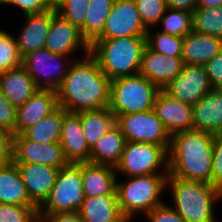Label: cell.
Here are the masks:
<instances>
[{
    "instance_id": "1",
    "label": "cell",
    "mask_w": 222,
    "mask_h": 222,
    "mask_svg": "<svg viewBox=\"0 0 222 222\" xmlns=\"http://www.w3.org/2000/svg\"><path fill=\"white\" fill-rule=\"evenodd\" d=\"M111 80L89 53L71 61L66 76L56 90L58 104L68 112L109 107Z\"/></svg>"
},
{
    "instance_id": "2",
    "label": "cell",
    "mask_w": 222,
    "mask_h": 222,
    "mask_svg": "<svg viewBox=\"0 0 222 222\" xmlns=\"http://www.w3.org/2000/svg\"><path fill=\"white\" fill-rule=\"evenodd\" d=\"M213 136L193 129L173 134L168 151V175L212 185Z\"/></svg>"
},
{
    "instance_id": "3",
    "label": "cell",
    "mask_w": 222,
    "mask_h": 222,
    "mask_svg": "<svg viewBox=\"0 0 222 222\" xmlns=\"http://www.w3.org/2000/svg\"><path fill=\"white\" fill-rule=\"evenodd\" d=\"M168 187L172 195V207L185 222H217L213 209L216 201L222 200V191L206 182L170 175L166 182Z\"/></svg>"
},
{
    "instance_id": "4",
    "label": "cell",
    "mask_w": 222,
    "mask_h": 222,
    "mask_svg": "<svg viewBox=\"0 0 222 222\" xmlns=\"http://www.w3.org/2000/svg\"><path fill=\"white\" fill-rule=\"evenodd\" d=\"M146 36L95 40L90 54L97 60L103 74L110 80L139 74Z\"/></svg>"
},
{
    "instance_id": "5",
    "label": "cell",
    "mask_w": 222,
    "mask_h": 222,
    "mask_svg": "<svg viewBox=\"0 0 222 222\" xmlns=\"http://www.w3.org/2000/svg\"><path fill=\"white\" fill-rule=\"evenodd\" d=\"M168 174H148L128 177V181L116 180L120 211L134 217L143 212L146 215L156 206L163 204ZM140 212V213H139Z\"/></svg>"
},
{
    "instance_id": "6",
    "label": "cell",
    "mask_w": 222,
    "mask_h": 222,
    "mask_svg": "<svg viewBox=\"0 0 222 222\" xmlns=\"http://www.w3.org/2000/svg\"><path fill=\"white\" fill-rule=\"evenodd\" d=\"M160 88L140 74L111 80L109 109L118 115L153 109Z\"/></svg>"
},
{
    "instance_id": "7",
    "label": "cell",
    "mask_w": 222,
    "mask_h": 222,
    "mask_svg": "<svg viewBox=\"0 0 222 222\" xmlns=\"http://www.w3.org/2000/svg\"><path fill=\"white\" fill-rule=\"evenodd\" d=\"M82 162L59 169L55 184L38 213L75 212L84 201Z\"/></svg>"
},
{
    "instance_id": "8",
    "label": "cell",
    "mask_w": 222,
    "mask_h": 222,
    "mask_svg": "<svg viewBox=\"0 0 222 222\" xmlns=\"http://www.w3.org/2000/svg\"><path fill=\"white\" fill-rule=\"evenodd\" d=\"M169 148L151 143L126 142L121 161L115 167L116 173L126 177L168 174Z\"/></svg>"
},
{
    "instance_id": "9",
    "label": "cell",
    "mask_w": 222,
    "mask_h": 222,
    "mask_svg": "<svg viewBox=\"0 0 222 222\" xmlns=\"http://www.w3.org/2000/svg\"><path fill=\"white\" fill-rule=\"evenodd\" d=\"M69 58L70 56L52 53L47 48H42L26 54L22 58V66L39 89L57 90L71 61L75 60Z\"/></svg>"
},
{
    "instance_id": "10",
    "label": "cell",
    "mask_w": 222,
    "mask_h": 222,
    "mask_svg": "<svg viewBox=\"0 0 222 222\" xmlns=\"http://www.w3.org/2000/svg\"><path fill=\"white\" fill-rule=\"evenodd\" d=\"M116 124L120 127L127 142L171 145L172 136L153 109L118 115Z\"/></svg>"
},
{
    "instance_id": "11",
    "label": "cell",
    "mask_w": 222,
    "mask_h": 222,
    "mask_svg": "<svg viewBox=\"0 0 222 222\" xmlns=\"http://www.w3.org/2000/svg\"><path fill=\"white\" fill-rule=\"evenodd\" d=\"M134 0H115L113 8L105 21L102 34L96 40L131 36H146Z\"/></svg>"
},
{
    "instance_id": "12",
    "label": "cell",
    "mask_w": 222,
    "mask_h": 222,
    "mask_svg": "<svg viewBox=\"0 0 222 222\" xmlns=\"http://www.w3.org/2000/svg\"><path fill=\"white\" fill-rule=\"evenodd\" d=\"M211 89L204 65H183L179 75L163 90L172 98L193 106Z\"/></svg>"
},
{
    "instance_id": "13",
    "label": "cell",
    "mask_w": 222,
    "mask_h": 222,
    "mask_svg": "<svg viewBox=\"0 0 222 222\" xmlns=\"http://www.w3.org/2000/svg\"><path fill=\"white\" fill-rule=\"evenodd\" d=\"M14 163H35L62 169L69 164L59 142L49 144L27 139L23 134L14 137Z\"/></svg>"
},
{
    "instance_id": "14",
    "label": "cell",
    "mask_w": 222,
    "mask_h": 222,
    "mask_svg": "<svg viewBox=\"0 0 222 222\" xmlns=\"http://www.w3.org/2000/svg\"><path fill=\"white\" fill-rule=\"evenodd\" d=\"M82 47V48H81ZM50 52L71 57L78 49H84V55L90 53V45L82 37L80 29L60 17L55 8L51 9V25L49 28L46 45Z\"/></svg>"
},
{
    "instance_id": "15",
    "label": "cell",
    "mask_w": 222,
    "mask_h": 222,
    "mask_svg": "<svg viewBox=\"0 0 222 222\" xmlns=\"http://www.w3.org/2000/svg\"><path fill=\"white\" fill-rule=\"evenodd\" d=\"M183 65L182 57L166 56L146 45L142 53L139 74L163 90L179 75Z\"/></svg>"
},
{
    "instance_id": "16",
    "label": "cell",
    "mask_w": 222,
    "mask_h": 222,
    "mask_svg": "<svg viewBox=\"0 0 222 222\" xmlns=\"http://www.w3.org/2000/svg\"><path fill=\"white\" fill-rule=\"evenodd\" d=\"M153 111L171 136L192 129L193 106L172 98L164 90L157 94Z\"/></svg>"
},
{
    "instance_id": "17",
    "label": "cell",
    "mask_w": 222,
    "mask_h": 222,
    "mask_svg": "<svg viewBox=\"0 0 222 222\" xmlns=\"http://www.w3.org/2000/svg\"><path fill=\"white\" fill-rule=\"evenodd\" d=\"M58 107L56 90L38 89L26 103L16 108L15 135L22 134Z\"/></svg>"
},
{
    "instance_id": "18",
    "label": "cell",
    "mask_w": 222,
    "mask_h": 222,
    "mask_svg": "<svg viewBox=\"0 0 222 222\" xmlns=\"http://www.w3.org/2000/svg\"><path fill=\"white\" fill-rule=\"evenodd\" d=\"M30 200L39 208L48 198L59 169L35 163H15Z\"/></svg>"
},
{
    "instance_id": "19",
    "label": "cell",
    "mask_w": 222,
    "mask_h": 222,
    "mask_svg": "<svg viewBox=\"0 0 222 222\" xmlns=\"http://www.w3.org/2000/svg\"><path fill=\"white\" fill-rule=\"evenodd\" d=\"M59 143L69 163L90 162V151L83 133L80 112H66Z\"/></svg>"
},
{
    "instance_id": "20",
    "label": "cell",
    "mask_w": 222,
    "mask_h": 222,
    "mask_svg": "<svg viewBox=\"0 0 222 222\" xmlns=\"http://www.w3.org/2000/svg\"><path fill=\"white\" fill-rule=\"evenodd\" d=\"M192 129L222 133V89L212 88L193 105Z\"/></svg>"
},
{
    "instance_id": "21",
    "label": "cell",
    "mask_w": 222,
    "mask_h": 222,
    "mask_svg": "<svg viewBox=\"0 0 222 222\" xmlns=\"http://www.w3.org/2000/svg\"><path fill=\"white\" fill-rule=\"evenodd\" d=\"M24 18V27L15 37L22 58L29 52L45 48L51 25V9L40 14L24 15Z\"/></svg>"
},
{
    "instance_id": "22",
    "label": "cell",
    "mask_w": 222,
    "mask_h": 222,
    "mask_svg": "<svg viewBox=\"0 0 222 222\" xmlns=\"http://www.w3.org/2000/svg\"><path fill=\"white\" fill-rule=\"evenodd\" d=\"M222 50V38L197 33L194 30L183 37L184 65H205Z\"/></svg>"
},
{
    "instance_id": "23",
    "label": "cell",
    "mask_w": 222,
    "mask_h": 222,
    "mask_svg": "<svg viewBox=\"0 0 222 222\" xmlns=\"http://www.w3.org/2000/svg\"><path fill=\"white\" fill-rule=\"evenodd\" d=\"M38 89L23 66L0 74V90L16 108L26 103Z\"/></svg>"
},
{
    "instance_id": "24",
    "label": "cell",
    "mask_w": 222,
    "mask_h": 222,
    "mask_svg": "<svg viewBox=\"0 0 222 222\" xmlns=\"http://www.w3.org/2000/svg\"><path fill=\"white\" fill-rule=\"evenodd\" d=\"M116 168L82 162V183L85 197L111 194L116 189Z\"/></svg>"
},
{
    "instance_id": "25",
    "label": "cell",
    "mask_w": 222,
    "mask_h": 222,
    "mask_svg": "<svg viewBox=\"0 0 222 222\" xmlns=\"http://www.w3.org/2000/svg\"><path fill=\"white\" fill-rule=\"evenodd\" d=\"M0 204L36 206L30 200L20 171L14 162L0 164Z\"/></svg>"
},
{
    "instance_id": "26",
    "label": "cell",
    "mask_w": 222,
    "mask_h": 222,
    "mask_svg": "<svg viewBox=\"0 0 222 222\" xmlns=\"http://www.w3.org/2000/svg\"><path fill=\"white\" fill-rule=\"evenodd\" d=\"M126 142L120 127L115 124L91 149L90 162L116 167L121 161Z\"/></svg>"
},
{
    "instance_id": "27",
    "label": "cell",
    "mask_w": 222,
    "mask_h": 222,
    "mask_svg": "<svg viewBox=\"0 0 222 222\" xmlns=\"http://www.w3.org/2000/svg\"><path fill=\"white\" fill-rule=\"evenodd\" d=\"M78 213L83 222H106L116 218L121 213L117 190L108 195L85 197Z\"/></svg>"
},
{
    "instance_id": "28",
    "label": "cell",
    "mask_w": 222,
    "mask_h": 222,
    "mask_svg": "<svg viewBox=\"0 0 222 222\" xmlns=\"http://www.w3.org/2000/svg\"><path fill=\"white\" fill-rule=\"evenodd\" d=\"M80 119L86 143L90 149L116 124V117L109 107L80 111Z\"/></svg>"
},
{
    "instance_id": "29",
    "label": "cell",
    "mask_w": 222,
    "mask_h": 222,
    "mask_svg": "<svg viewBox=\"0 0 222 222\" xmlns=\"http://www.w3.org/2000/svg\"><path fill=\"white\" fill-rule=\"evenodd\" d=\"M66 112L67 111L63 107L59 106L55 111L26 129L22 134L27 139L43 143L44 145L52 142H59L62 121Z\"/></svg>"
},
{
    "instance_id": "30",
    "label": "cell",
    "mask_w": 222,
    "mask_h": 222,
    "mask_svg": "<svg viewBox=\"0 0 222 222\" xmlns=\"http://www.w3.org/2000/svg\"><path fill=\"white\" fill-rule=\"evenodd\" d=\"M115 0H90L84 25L80 28L82 37L91 45L103 32Z\"/></svg>"
},
{
    "instance_id": "31",
    "label": "cell",
    "mask_w": 222,
    "mask_h": 222,
    "mask_svg": "<svg viewBox=\"0 0 222 222\" xmlns=\"http://www.w3.org/2000/svg\"><path fill=\"white\" fill-rule=\"evenodd\" d=\"M192 21L195 32L222 38V6L196 7L192 12Z\"/></svg>"
},
{
    "instance_id": "32",
    "label": "cell",
    "mask_w": 222,
    "mask_h": 222,
    "mask_svg": "<svg viewBox=\"0 0 222 222\" xmlns=\"http://www.w3.org/2000/svg\"><path fill=\"white\" fill-rule=\"evenodd\" d=\"M164 29L160 30L172 36L185 37L193 31L192 12L168 8L158 22Z\"/></svg>"
},
{
    "instance_id": "33",
    "label": "cell",
    "mask_w": 222,
    "mask_h": 222,
    "mask_svg": "<svg viewBox=\"0 0 222 222\" xmlns=\"http://www.w3.org/2000/svg\"><path fill=\"white\" fill-rule=\"evenodd\" d=\"M151 29H147L146 34V45L151 50L165 54L166 56H182L183 37L172 36L160 31L152 34Z\"/></svg>"
},
{
    "instance_id": "34",
    "label": "cell",
    "mask_w": 222,
    "mask_h": 222,
    "mask_svg": "<svg viewBox=\"0 0 222 222\" xmlns=\"http://www.w3.org/2000/svg\"><path fill=\"white\" fill-rule=\"evenodd\" d=\"M90 0H54L56 13L79 29L84 25Z\"/></svg>"
},
{
    "instance_id": "35",
    "label": "cell",
    "mask_w": 222,
    "mask_h": 222,
    "mask_svg": "<svg viewBox=\"0 0 222 222\" xmlns=\"http://www.w3.org/2000/svg\"><path fill=\"white\" fill-rule=\"evenodd\" d=\"M22 66L15 36L0 29V74Z\"/></svg>"
},
{
    "instance_id": "36",
    "label": "cell",
    "mask_w": 222,
    "mask_h": 222,
    "mask_svg": "<svg viewBox=\"0 0 222 222\" xmlns=\"http://www.w3.org/2000/svg\"><path fill=\"white\" fill-rule=\"evenodd\" d=\"M135 5L146 29L158 25L159 20L168 9L166 0H135Z\"/></svg>"
},
{
    "instance_id": "37",
    "label": "cell",
    "mask_w": 222,
    "mask_h": 222,
    "mask_svg": "<svg viewBox=\"0 0 222 222\" xmlns=\"http://www.w3.org/2000/svg\"><path fill=\"white\" fill-rule=\"evenodd\" d=\"M37 206L0 204V222H38Z\"/></svg>"
},
{
    "instance_id": "38",
    "label": "cell",
    "mask_w": 222,
    "mask_h": 222,
    "mask_svg": "<svg viewBox=\"0 0 222 222\" xmlns=\"http://www.w3.org/2000/svg\"><path fill=\"white\" fill-rule=\"evenodd\" d=\"M212 185L222 191V133L213 136Z\"/></svg>"
},
{
    "instance_id": "39",
    "label": "cell",
    "mask_w": 222,
    "mask_h": 222,
    "mask_svg": "<svg viewBox=\"0 0 222 222\" xmlns=\"http://www.w3.org/2000/svg\"><path fill=\"white\" fill-rule=\"evenodd\" d=\"M145 216L149 222H185L173 207L167 205V203L156 206Z\"/></svg>"
},
{
    "instance_id": "40",
    "label": "cell",
    "mask_w": 222,
    "mask_h": 222,
    "mask_svg": "<svg viewBox=\"0 0 222 222\" xmlns=\"http://www.w3.org/2000/svg\"><path fill=\"white\" fill-rule=\"evenodd\" d=\"M12 6L20 8L24 15L40 14L54 8V0H13Z\"/></svg>"
},
{
    "instance_id": "41",
    "label": "cell",
    "mask_w": 222,
    "mask_h": 222,
    "mask_svg": "<svg viewBox=\"0 0 222 222\" xmlns=\"http://www.w3.org/2000/svg\"><path fill=\"white\" fill-rule=\"evenodd\" d=\"M14 137V132L0 127V164H8L13 162Z\"/></svg>"
},
{
    "instance_id": "42",
    "label": "cell",
    "mask_w": 222,
    "mask_h": 222,
    "mask_svg": "<svg viewBox=\"0 0 222 222\" xmlns=\"http://www.w3.org/2000/svg\"><path fill=\"white\" fill-rule=\"evenodd\" d=\"M16 107L4 96L0 90V127L6 128L15 134Z\"/></svg>"
},
{
    "instance_id": "43",
    "label": "cell",
    "mask_w": 222,
    "mask_h": 222,
    "mask_svg": "<svg viewBox=\"0 0 222 222\" xmlns=\"http://www.w3.org/2000/svg\"><path fill=\"white\" fill-rule=\"evenodd\" d=\"M204 66L212 88L222 89V50Z\"/></svg>"
},
{
    "instance_id": "44",
    "label": "cell",
    "mask_w": 222,
    "mask_h": 222,
    "mask_svg": "<svg viewBox=\"0 0 222 222\" xmlns=\"http://www.w3.org/2000/svg\"><path fill=\"white\" fill-rule=\"evenodd\" d=\"M42 222H83L78 211L58 213H38Z\"/></svg>"
},
{
    "instance_id": "45",
    "label": "cell",
    "mask_w": 222,
    "mask_h": 222,
    "mask_svg": "<svg viewBox=\"0 0 222 222\" xmlns=\"http://www.w3.org/2000/svg\"><path fill=\"white\" fill-rule=\"evenodd\" d=\"M166 4L171 9L193 12L197 7V0H166Z\"/></svg>"
},
{
    "instance_id": "46",
    "label": "cell",
    "mask_w": 222,
    "mask_h": 222,
    "mask_svg": "<svg viewBox=\"0 0 222 222\" xmlns=\"http://www.w3.org/2000/svg\"><path fill=\"white\" fill-rule=\"evenodd\" d=\"M222 6V0H197V7L216 8Z\"/></svg>"
},
{
    "instance_id": "47",
    "label": "cell",
    "mask_w": 222,
    "mask_h": 222,
    "mask_svg": "<svg viewBox=\"0 0 222 222\" xmlns=\"http://www.w3.org/2000/svg\"><path fill=\"white\" fill-rule=\"evenodd\" d=\"M131 219L133 220V217L121 212L116 218L108 220L106 222H131Z\"/></svg>"
},
{
    "instance_id": "48",
    "label": "cell",
    "mask_w": 222,
    "mask_h": 222,
    "mask_svg": "<svg viewBox=\"0 0 222 222\" xmlns=\"http://www.w3.org/2000/svg\"><path fill=\"white\" fill-rule=\"evenodd\" d=\"M13 0H0V5H11Z\"/></svg>"
}]
</instances>
